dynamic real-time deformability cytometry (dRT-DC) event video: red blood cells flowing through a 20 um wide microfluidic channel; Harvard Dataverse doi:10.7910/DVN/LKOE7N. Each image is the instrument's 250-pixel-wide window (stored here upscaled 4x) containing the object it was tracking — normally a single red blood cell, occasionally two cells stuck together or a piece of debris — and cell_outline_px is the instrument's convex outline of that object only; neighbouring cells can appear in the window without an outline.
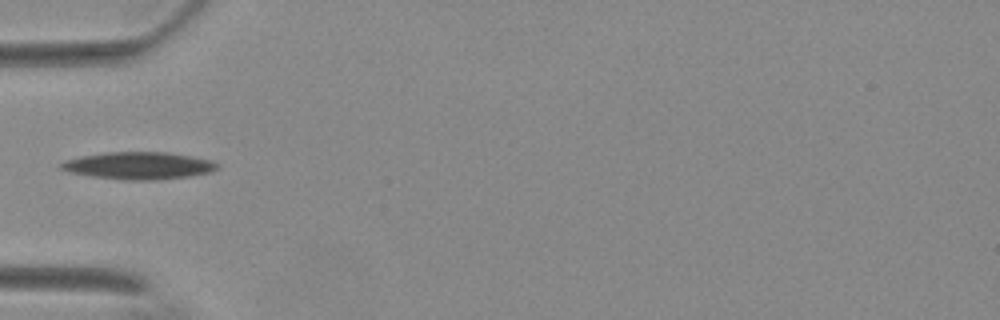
{"species": "Egyptian fruit bat (a non-hibernating species)", "species_latin": "Rousettus aegyptiacus", "temperature_condition": "warm", "stored_images_in_passage": 38, "camera_frame_rate_fps": 3000, "um_per_image_px": 0.085, "animal": {"sex": "female"}, "frame": {"image": 1, "passage_image": 1, "time_ms": 0.0, "image_size_px": [1000, 320], "cell_outline_px": [[220, 164], [216, 168], [208, 172], [188, 176], [156, 180], [124, 180], [92, 176], [68, 172], [60, 168], [60, 164], [68, 160], [84, 156], [108, 152], [164, 152], [188, 156], [208, 160]], "centroid_in_image_um": [11.76, 14.09], "position_along_channel_um": 73.2, "area_um2": 24.28}}